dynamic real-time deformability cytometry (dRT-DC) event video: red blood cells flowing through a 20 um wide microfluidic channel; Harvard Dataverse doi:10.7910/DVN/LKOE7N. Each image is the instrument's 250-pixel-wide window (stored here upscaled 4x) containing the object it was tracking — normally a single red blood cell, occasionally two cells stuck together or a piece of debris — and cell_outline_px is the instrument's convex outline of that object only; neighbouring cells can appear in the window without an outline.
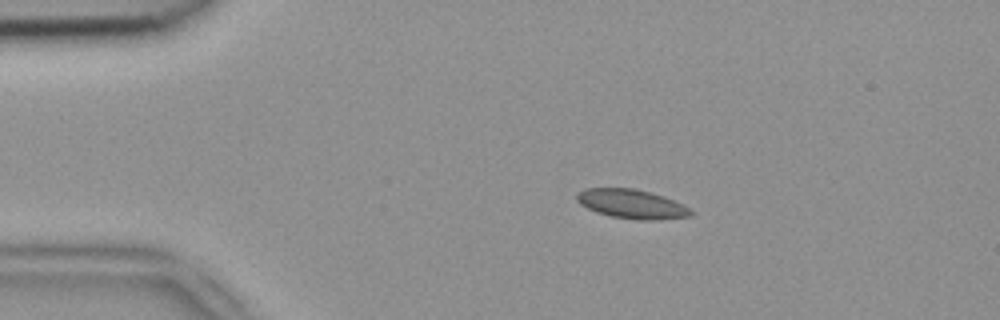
{"species": "common noctule bat (a hibernating species)", "species_latin": "Nyctalus noctula", "temperature_condition": "room temperature", "stored_images_in_passage": 42, "camera_frame_rate_fps": 3000, "um_per_image_px": 0.085, "animal": {"sex": "female", "body_mass_g": 18.4}, "frame": {"image": 1, "passage_image": 1, "time_ms": 0.0, "image_size_px": [1000, 320], "cell_outline_px": [[692, 216], [656, 220], [640, 220], [612, 216], [596, 212], [580, 204], [576, 200], [576, 196], [584, 188], [632, 188], [648, 192], [672, 200], [688, 208], [692, 212]], "centroid_in_image_um": [53.65, 17.34], "position_along_channel_um": 31.3, "area_um2": 18.96}}
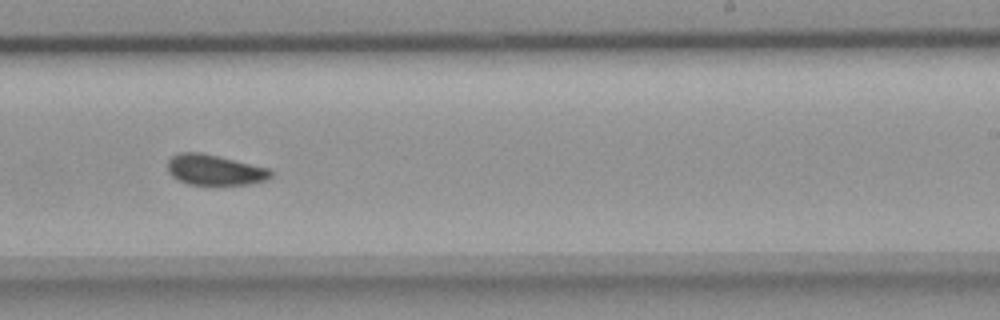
{"frame": {"image": 2, "passage_image": 23, "time_ms": 7.333, "image_size_px": [1000, 320], "cell_outline_px": [[272, 176], [264, 180], [248, 184], [188, 184], [172, 176], [168, 172], [168, 160], [172, 156], [180, 152], [200, 152], [220, 156], [268, 168], [272, 172]], "centroid_in_image_um": [18.22, 14.42], "position_along_channel_um": 270.8, "area_um2": 18.15}}
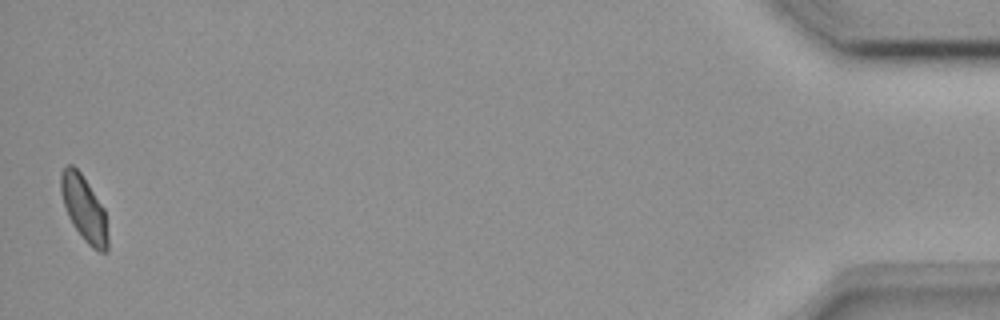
{"frame": {"image": 3, "passage_image": 42, "time_ms": 13.667, "image_size_px": [1000, 320], "cell_outline_px": [[108, 252], [100, 252], [92, 248], [84, 240], [72, 224], [68, 216], [60, 192], [60, 172], [64, 164], [72, 164], [80, 172], [104, 208], [108, 236]], "centroid_in_image_um": [7.13, 17.72], "position_along_channel_um": 428.1, "area_um2": 17.98}, "authors_computed_cell_mechanics": {"area_um2": 18.7272, "velocity_mm_per_s": 3.931, "shape_relaxation_time_tau1_ms": null, "shape_relaxation_time_tau2_ms": 0.9671, "deformation_change_tau1": null, "deformation_change_tau2": 0.0411}}